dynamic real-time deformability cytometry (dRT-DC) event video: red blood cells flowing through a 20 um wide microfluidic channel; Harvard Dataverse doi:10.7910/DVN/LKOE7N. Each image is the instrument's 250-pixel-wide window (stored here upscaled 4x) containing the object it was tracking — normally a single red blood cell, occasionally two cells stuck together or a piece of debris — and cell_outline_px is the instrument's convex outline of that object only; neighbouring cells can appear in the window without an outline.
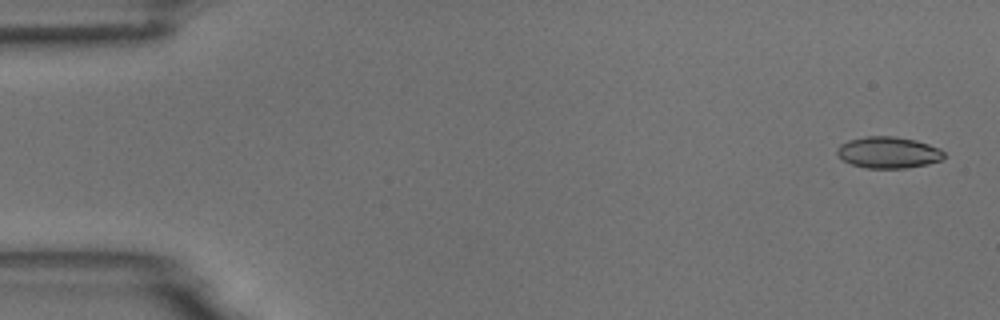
{"species": "common noctule bat (a hibernating species)", "species_latin": "Nyctalus noctula", "temperature_condition": "room temperature", "stored_images_in_passage": 5, "camera_frame_rate_fps": 3000, "um_per_image_px": 0.085, "animal": {"sex": "male", "body_mass_g": 18.8}, "frame": {"image": 1, "passage_image": 1, "time_ms": 0.0, "image_size_px": [1000, 320], "cell_outline_px": [[944, 156], [940, 160], [928, 164], [904, 168], [864, 168], [852, 164], [844, 160], [836, 152], [836, 148], [840, 144], [848, 140], [864, 136], [892, 136], [916, 140], [940, 148], [944, 152]], "centroid_in_image_um": [75.49, 12.95], "position_along_channel_um": 9.5, "area_um2": 19.59}}
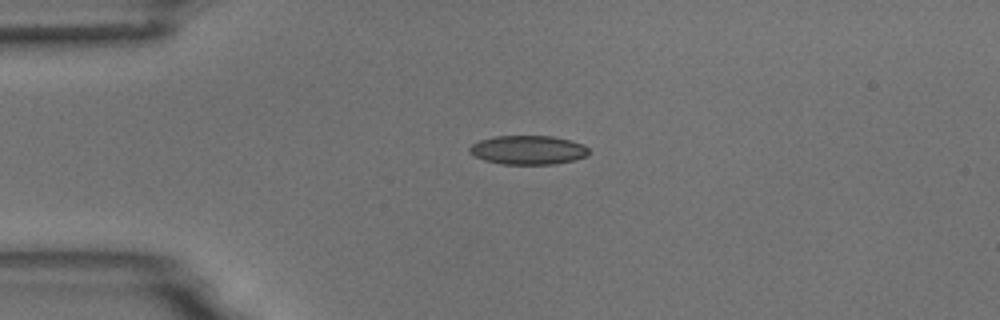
{"frame": {"image": 2, "passage_image": 4, "time_ms": 3.667, "image_size_px": [1000, 320], "cell_outline_px": [[588, 156], [556, 164], [500, 164], [484, 160], [468, 152], [468, 148], [472, 144], [480, 140], [496, 136], [552, 136], [584, 144], [588, 148]], "centroid_in_image_um": [44.87, 12.75], "position_along_channel_um": 40.1, "area_um2": 20.11}}